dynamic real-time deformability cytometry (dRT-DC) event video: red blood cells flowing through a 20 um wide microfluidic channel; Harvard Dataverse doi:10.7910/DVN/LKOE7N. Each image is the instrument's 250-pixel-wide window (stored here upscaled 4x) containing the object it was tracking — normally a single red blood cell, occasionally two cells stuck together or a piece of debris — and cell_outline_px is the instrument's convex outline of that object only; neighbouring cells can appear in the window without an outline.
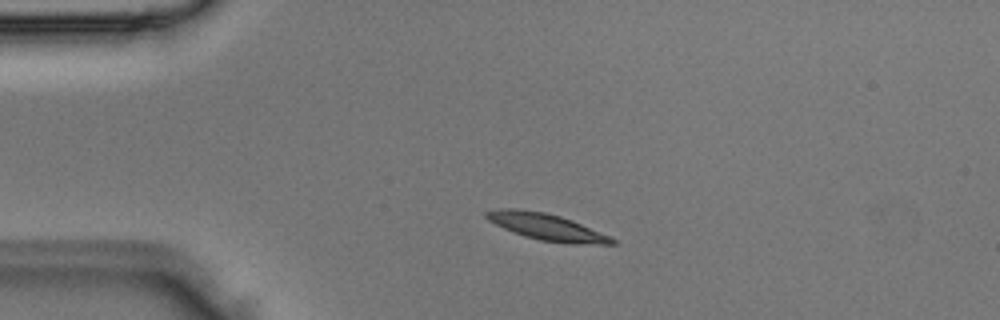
{"species": "Egyptian fruit bat (a non-hibernating species)", "species_latin": "Rousettus aegyptiacus", "temperature_condition": "room temperature", "stored_images_in_passage": 2, "camera_frame_rate_fps": 3000, "um_per_image_px": 0.085, "animal": {"sex": "male"}, "frame": {"image": 1, "passage_image": 1, "time_ms": 0.0, "image_size_px": [1000, 320], "cell_outline_px": [[620, 244], [600, 244], [540, 240], [524, 236], [512, 232], [488, 220], [484, 216], [484, 212], [496, 208], [516, 208], [544, 212], [560, 216], [572, 220], [612, 236]], "centroid_in_image_um": [46.45, 19.26], "position_along_channel_um": 38.6, "area_um2": 19.31}}